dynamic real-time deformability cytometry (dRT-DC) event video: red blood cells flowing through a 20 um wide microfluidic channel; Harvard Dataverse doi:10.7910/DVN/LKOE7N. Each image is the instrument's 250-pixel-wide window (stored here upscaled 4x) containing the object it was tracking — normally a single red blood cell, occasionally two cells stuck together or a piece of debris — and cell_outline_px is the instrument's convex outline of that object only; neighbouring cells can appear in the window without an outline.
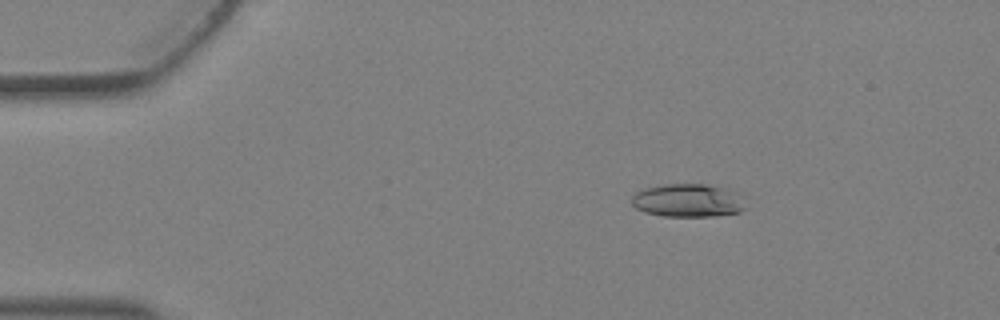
{"species": "Egyptian fruit bat (a non-hibernating species)", "species_latin": "Rousettus aegyptiacus", "temperature_condition": "warm", "stored_images_in_passage": 3, "camera_frame_rate_fps": 3000, "um_per_image_px": 0.085, "animal": {"sex": "female"}, "frame": {"image": 1, "passage_image": 1, "time_ms": 0.0, "image_size_px": [1000, 320], "cell_outline_px": [[744, 208], [740, 212], [712, 216], [664, 216], [644, 212], [636, 208], [632, 204], [632, 196], [636, 192], [644, 188], [664, 184], [704, 184], [728, 188], [740, 192]], "centroid_in_image_um": [58.48, 17.03], "position_along_channel_um": 26.5, "area_um2": 22.14}}
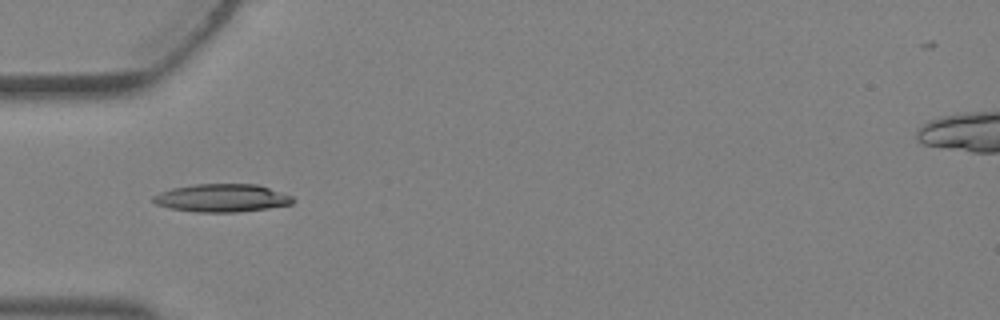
{"frame": {"image": 2, "passage_image": 3, "time_ms": 0.667, "image_size_px": [1000, 320], "cell_outline_px": [[296, 200], [292, 204], [268, 208], [236, 212], [196, 212], [168, 208], [156, 204], [152, 200], [152, 196], [160, 192], [172, 188], [196, 184], [256, 184], [292, 196]], "centroid_in_image_um": [18.84, 16.83], "position_along_channel_um": 66.2, "area_um2": 22.72}}